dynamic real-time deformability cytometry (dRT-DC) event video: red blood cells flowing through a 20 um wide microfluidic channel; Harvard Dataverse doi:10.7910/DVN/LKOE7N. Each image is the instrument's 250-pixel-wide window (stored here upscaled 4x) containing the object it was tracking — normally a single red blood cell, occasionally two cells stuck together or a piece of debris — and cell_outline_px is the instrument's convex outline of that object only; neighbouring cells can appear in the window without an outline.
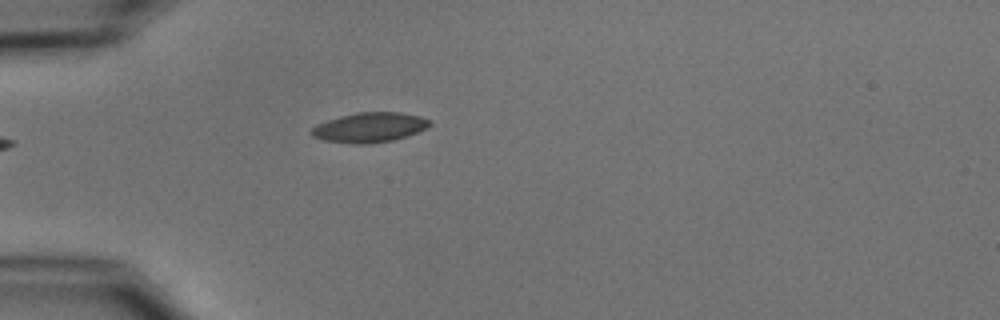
{"species": "common noctule bat (a hibernating species)", "species_latin": "Nyctalus noctula", "temperature_condition": "cold", "stored_images_in_passage": 1, "camera_frame_rate_fps": 3000, "um_per_image_px": 0.085, "animal": {"sex": "male", "body_mass_g": 15.6}, "frame": {"image": 1, "passage_image": 1, "time_ms": 0.0, "image_size_px": [1000, 320], "cell_outline_px": [[432, 124], [416, 132], [392, 140], [368, 144], [352, 144], [324, 140], [312, 136], [308, 132], [316, 124], [340, 116], [356, 112], [400, 112], [420, 116], [432, 120]], "centroid_in_image_um": [31.38, 10.82], "position_along_channel_um": 53.6, "area_um2": 20.52}}